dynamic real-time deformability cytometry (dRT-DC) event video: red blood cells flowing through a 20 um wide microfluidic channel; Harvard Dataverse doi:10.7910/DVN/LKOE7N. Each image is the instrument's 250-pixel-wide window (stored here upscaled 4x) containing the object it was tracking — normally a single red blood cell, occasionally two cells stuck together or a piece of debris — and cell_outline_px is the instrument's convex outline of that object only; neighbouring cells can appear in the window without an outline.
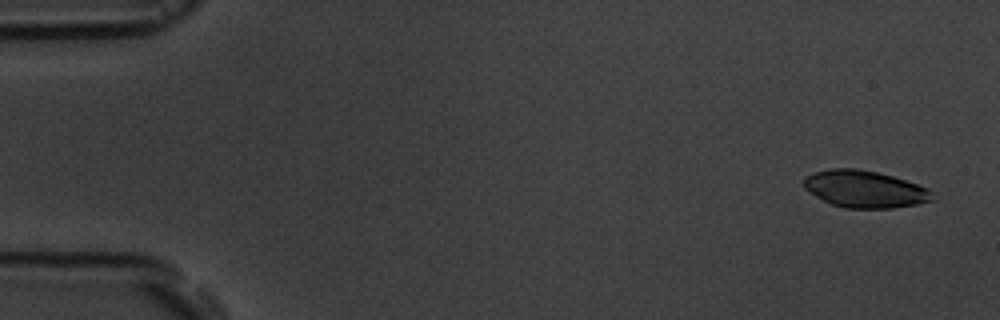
{"species": "common noctule bat (a hibernating species)", "species_latin": "Nyctalus noctula", "temperature_condition": "room temperature", "stored_images_in_passage": 5, "camera_frame_rate_fps": 3000, "um_per_image_px": 0.085, "animal": {"sex": "male", "body_mass_g": 19.5, "forearm_length_mm": 54.6}, "frame": {"image": 1, "passage_image": 1, "time_ms": 0.0, "image_size_px": [1000, 320], "cell_outline_px": [[936, 200], [916, 204], [892, 208], [844, 208], [832, 204], [816, 196], [804, 188], [804, 176], [816, 172], [832, 168], [856, 168], [876, 172], [892, 176], [928, 188], [932, 192]], "centroid_in_image_um": [73.51, 16.08], "position_along_channel_um": 11.5, "area_um2": 27.63}}
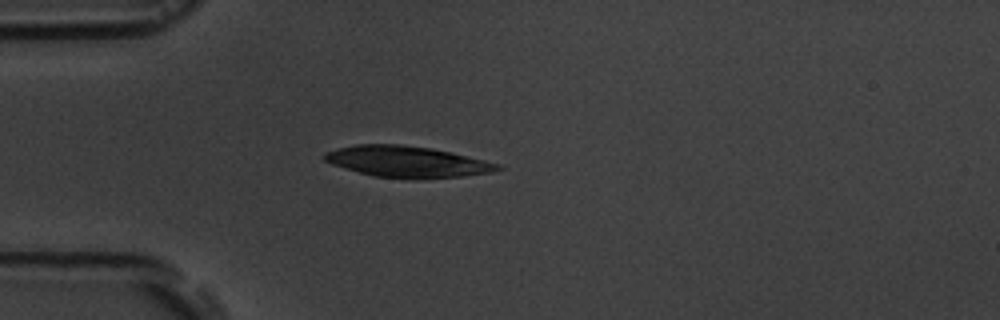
{"frame": {"image": 2, "passage_image": 5, "time_ms": 4.333, "image_size_px": [1000, 320], "cell_outline_px": [[504, 168], [492, 172], [460, 176], [376, 176], [360, 172], [332, 164], [324, 160], [324, 152], [336, 148], [356, 144], [400, 144], [432, 148], [452, 152], [500, 164]], "centroid_in_image_um": [34.58, 13.69], "position_along_channel_um": 50.4, "area_um2": 30.35}}